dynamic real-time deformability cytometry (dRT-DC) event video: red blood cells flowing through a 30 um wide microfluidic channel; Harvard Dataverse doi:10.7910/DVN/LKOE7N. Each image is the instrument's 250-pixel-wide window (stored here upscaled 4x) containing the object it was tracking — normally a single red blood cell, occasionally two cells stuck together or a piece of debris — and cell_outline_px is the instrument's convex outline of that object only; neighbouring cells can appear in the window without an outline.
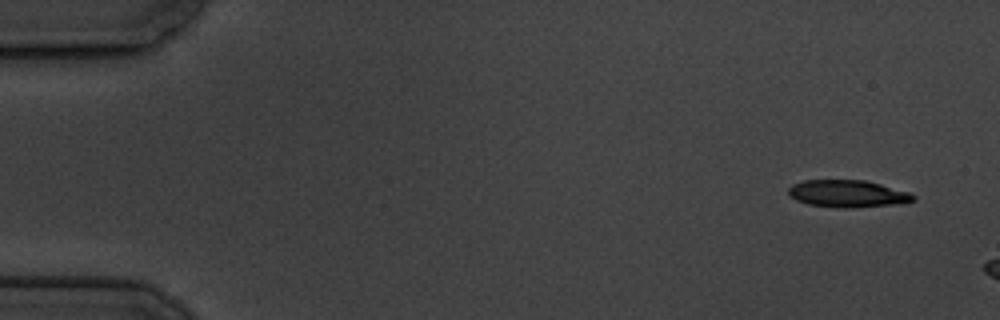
{"species": "common noctule bat (a hibernating species)", "species_latin": "Nyctalus noctula", "temperature_condition": "cold", "stored_images_in_passage": 6, "camera_frame_rate_fps": 3000, "um_per_image_px": 0.085, "animal": {"sex": "male", "body_mass_g": 19.5, "forearm_length_mm": 54.6}, "frame": {"image": 1, "passage_image": 1, "time_ms": 0.0, "image_size_px": [1000, 320], "cell_outline_px": [[916, 196], [912, 200], [900, 204], [844, 208], [840, 208], [808, 204], [796, 200], [788, 192], [788, 188], [792, 184], [804, 180], [864, 180], [880, 184], [908, 192]], "centroid_in_image_um": [72.02, 16.46], "position_along_channel_um": 13.0, "area_um2": 19.59}}
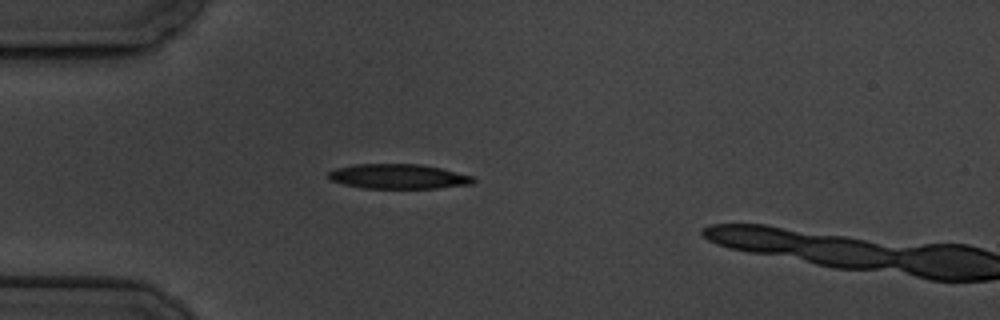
{"frame": {"image": 2, "passage_image": 5, "time_ms": 4.333, "image_size_px": [1000, 320], "cell_outline_px": [[476, 180], [472, 184], [436, 188], [364, 188], [344, 184], [332, 180], [328, 176], [328, 172], [336, 168], [356, 164], [420, 164], [440, 168], [476, 176]], "centroid_in_image_um": [33.91, 14.99], "position_along_channel_um": 51.1, "area_um2": 20.87}}